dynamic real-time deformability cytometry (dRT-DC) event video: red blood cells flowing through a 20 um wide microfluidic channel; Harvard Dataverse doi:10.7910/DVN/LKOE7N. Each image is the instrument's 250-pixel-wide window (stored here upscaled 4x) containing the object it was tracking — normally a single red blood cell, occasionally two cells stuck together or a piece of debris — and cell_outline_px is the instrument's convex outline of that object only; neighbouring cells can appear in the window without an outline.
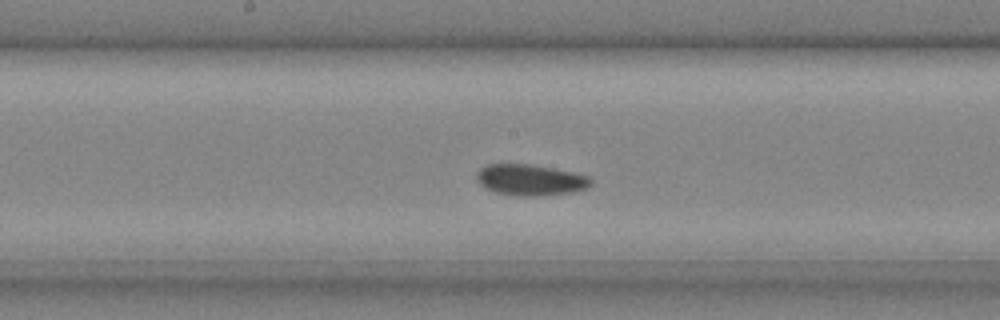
{"species": "common noctule bat (a hibernating species)", "species_latin": "Nyctalus noctula", "temperature_condition": "cold", "stored_images_in_passage": 26, "camera_frame_rate_fps": 3000, "um_per_image_px": 0.085, "animal": {"sex": "male", "body_mass_g": 20.4}, "frame": {"image": 1, "passage_image": 12, "time_ms": 3.667, "image_size_px": [1000, 320], "cell_outline_px": [[592, 184], [588, 188], [568, 192], [544, 196], [520, 196], [496, 192], [480, 184], [476, 180], [476, 176], [480, 168], [488, 164], [528, 164], [552, 168], [572, 172], [588, 176], [592, 180]], "centroid_in_image_um": [45.08, 15.29], "position_along_channel_um": 203.1, "area_um2": 20.52}}
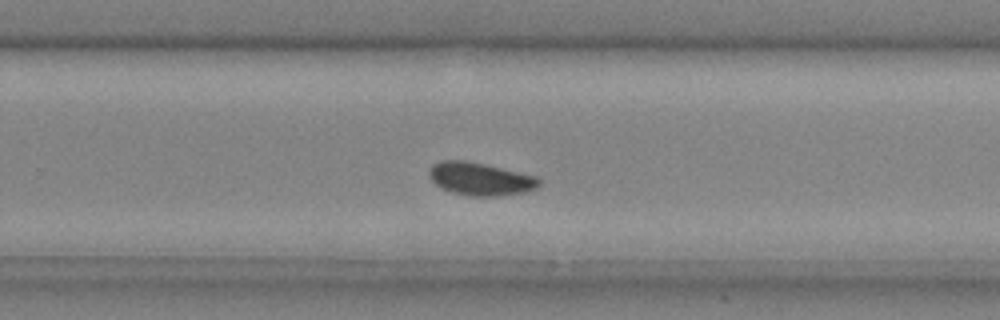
{"frame": {"image": 2, "passage_image": 17, "time_ms": 5.333, "image_size_px": [1000, 320], "cell_outline_px": [[540, 184], [536, 188], [524, 192], [496, 196], [468, 196], [452, 192], [440, 188], [428, 176], [428, 168], [432, 164], [440, 160], [468, 160], [536, 176], [540, 180]], "centroid_in_image_um": [40.77, 15.2], "position_along_channel_um": 289.0, "area_um2": 21.21}}
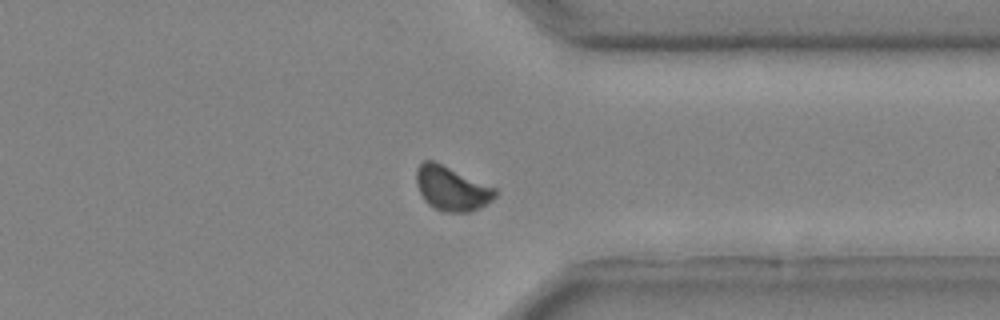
{"frame": {"image": 3, "passage_image": 22, "time_ms": 7.0, "image_size_px": [1000, 320], "cell_outline_px": [[496, 196], [492, 200], [480, 208], [468, 212], [444, 212], [428, 204], [424, 200], [416, 184], [416, 168], [424, 160], [432, 160], [496, 188]], "centroid_in_image_um": [38.38, 16.03], "position_along_channel_um": 373.0, "area_um2": 20.17}}